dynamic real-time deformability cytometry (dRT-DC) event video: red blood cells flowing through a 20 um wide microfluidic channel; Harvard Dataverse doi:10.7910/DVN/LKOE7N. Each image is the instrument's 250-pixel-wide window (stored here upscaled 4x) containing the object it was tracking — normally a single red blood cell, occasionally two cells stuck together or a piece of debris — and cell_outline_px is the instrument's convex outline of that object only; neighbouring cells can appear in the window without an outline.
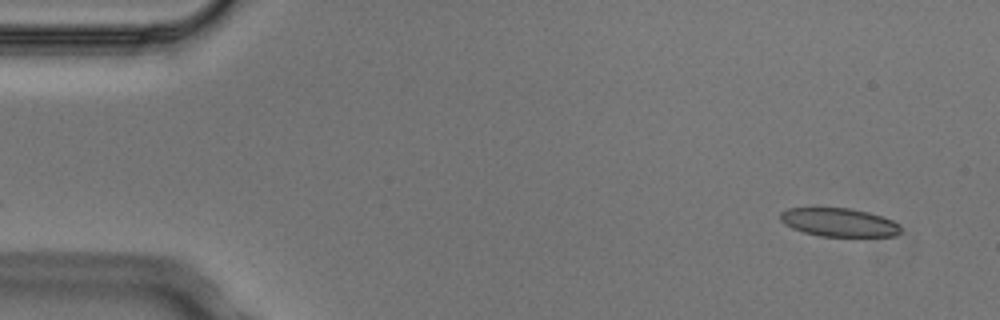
{"species": "Egyptian fruit bat (a non-hibernating species)", "species_latin": "Rousettus aegyptiacus", "temperature_condition": "cold", "stored_images_in_passage": 5, "segment_of_instrument_passage": [1, 2], "camera_frame_rate_fps": 3000, "um_per_image_px": 0.085, "animal": {"sex": "male"}, "frame": {"image": 1, "passage_image": 1, "time_ms": 0.0, "image_size_px": [1000, 320], "cell_outline_px": [[900, 232], [896, 236], [820, 236], [804, 232], [792, 228], [784, 224], [780, 220], [780, 212], [788, 208], [848, 208], [868, 212], [892, 220], [900, 224]], "centroid_in_image_um": [71.3, 18.9], "position_along_channel_um": 13.7, "area_um2": 19.88}}
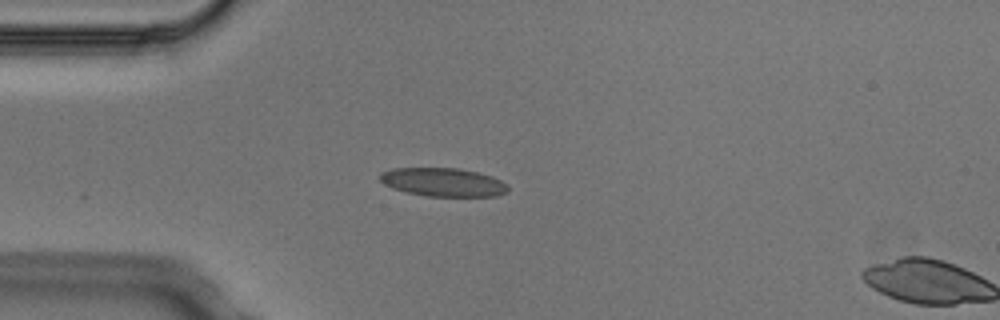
{"frame": {"image": 2, "passage_image": 4, "time_ms": 1.0, "image_size_px": [1000, 320], "cell_outline_px": [[508, 192], [496, 196], [424, 196], [392, 188], [384, 184], [380, 180], [380, 172], [392, 168], [456, 168], [476, 172], [492, 176], [508, 184]], "centroid_in_image_um": [37.67, 15.48], "position_along_channel_um": 47.3, "area_um2": 21.27}}